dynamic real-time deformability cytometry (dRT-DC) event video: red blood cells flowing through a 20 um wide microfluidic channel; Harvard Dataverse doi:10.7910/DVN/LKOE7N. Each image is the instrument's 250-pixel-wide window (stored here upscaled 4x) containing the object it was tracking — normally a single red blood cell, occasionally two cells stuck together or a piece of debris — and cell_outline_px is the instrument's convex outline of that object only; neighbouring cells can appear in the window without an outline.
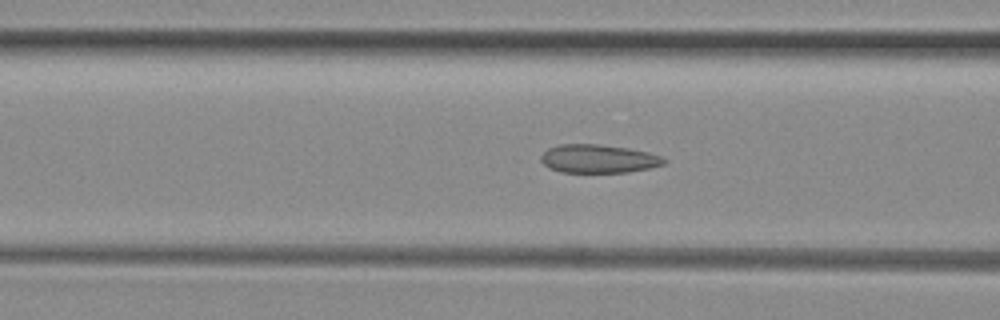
{"species": "common noctule bat (a hibernating species)", "species_latin": "Nyctalus noctula", "temperature_condition": "room temperature", "stored_images_in_passage": 50, "camera_frame_rate_fps": 3000, "um_per_image_px": 0.085, "animal": {"sex": "female", "body_mass_g": 29.2, "forearm_length_mm": 56.3}, "frame": {"image": 1, "passage_image": 19, "time_ms": 6.0, "image_size_px": [1000, 320], "cell_outline_px": [[668, 160], [664, 164], [648, 168], [628, 172], [560, 172], [548, 168], [540, 160], [540, 156], [548, 148], [560, 144], [600, 144], [628, 148], [648, 152], [660, 156]], "centroid_in_image_um": [50.84, 13.49], "position_along_channel_um": 115.8, "area_um2": 20.4}}
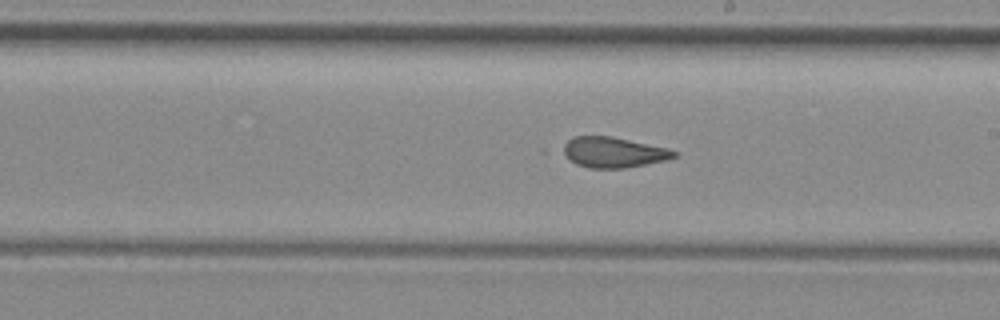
{"frame": {"image": 2, "passage_image": 28, "time_ms": 9.0, "image_size_px": [1000, 320], "cell_outline_px": [[680, 156], [664, 160], [624, 168], [588, 168], [576, 164], [560, 152], [564, 144], [568, 140], [576, 136], [612, 136], [668, 148], [676, 152]], "centroid_in_image_um": [52.12, 12.94], "position_along_channel_um": 236.9, "area_um2": 19.71}}
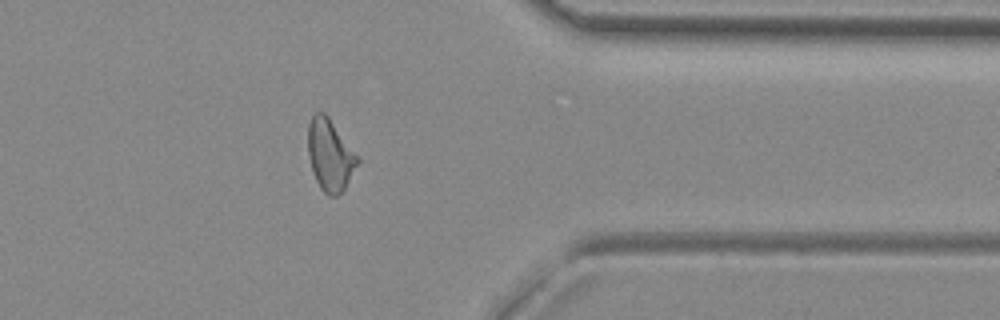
{"frame": {"image": 3, "passage_image": 40, "time_ms": 13.0, "image_size_px": [1000, 320], "cell_outline_px": [[360, 160], [344, 188], [336, 196], [328, 196], [320, 188], [312, 172], [308, 152], [308, 124], [312, 116], [316, 112], [324, 112], [328, 116]], "centroid_in_image_um": [28.02, 13.18], "position_along_channel_um": 383.4, "area_um2": 20.29}, "authors_computed_cell_mechanics": {"area_um2": 20.6635, "velocity_mm_per_s": 4.031, "shape_relaxation_time_tau1_ms": null, "shape_relaxation_time_tau2_ms": 6.693, "deformation_change_tau1": null, "deformation_change_tau2": 0.1207}}